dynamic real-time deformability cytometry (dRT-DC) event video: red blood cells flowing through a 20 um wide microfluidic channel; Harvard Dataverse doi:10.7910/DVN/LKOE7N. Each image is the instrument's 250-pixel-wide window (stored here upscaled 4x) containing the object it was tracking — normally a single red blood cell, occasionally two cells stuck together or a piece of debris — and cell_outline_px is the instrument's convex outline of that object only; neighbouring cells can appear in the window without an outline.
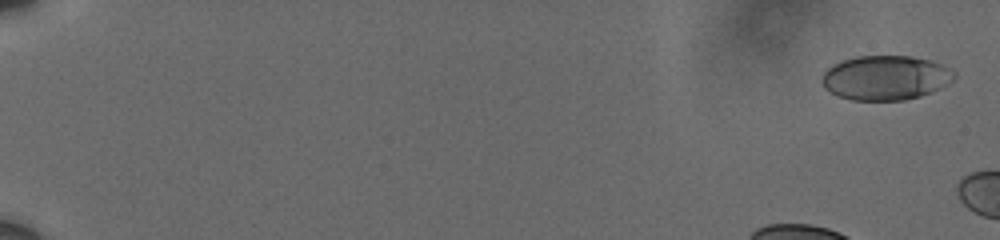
{"species": "human", "species_latin": "Homo sapiens", "temperature_condition": "cold", "stored_images_in_passage": 9, "camera_frame_rate_fps": 3000, "um_per_image_px": 0.085, "donor": {"sex": "male"}, "frame": {"image": 1, "passage_image": 2, "time_ms": 0.333, "image_size_px": [1000, 240], "cell_outline_px": [[956, 76], [948, 84], [932, 92], [920, 96], [904, 100], [852, 100], [836, 96], [828, 92], [824, 88], [820, 80], [824, 72], [832, 64], [856, 56], [912, 56], [932, 60], [956, 72]], "centroid_in_image_um": [75.25, 6.61], "position_along_channel_um": 9.7, "area_um2": 34.62}}